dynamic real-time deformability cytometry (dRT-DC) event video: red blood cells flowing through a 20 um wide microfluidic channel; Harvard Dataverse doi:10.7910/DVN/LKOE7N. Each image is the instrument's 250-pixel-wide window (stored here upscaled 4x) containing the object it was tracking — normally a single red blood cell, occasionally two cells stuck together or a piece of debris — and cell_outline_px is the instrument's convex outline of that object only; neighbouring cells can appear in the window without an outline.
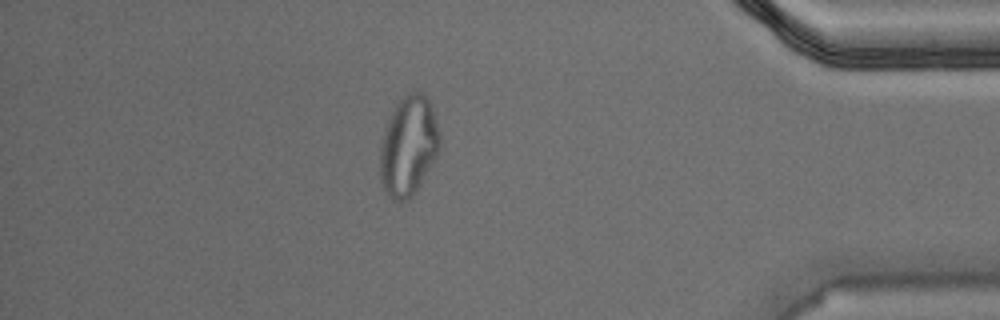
{"species": "Egyptian fruit bat (a non-hibernating species)", "species_latin": "Rousettus aegyptiacus", "temperature_condition": "warm", "stored_images_in_passage": 46, "camera_frame_rate_fps": 3000, "um_per_image_px": 0.085, "animal": {"sex": "male"}, "frame": {"image": 1, "passage_image": 40, "time_ms": 13.0, "image_size_px": [1000, 320], "cell_outline_px": [[440, 152], [416, 192], [412, 196], [404, 200], [392, 200], [384, 188], [380, 180], [380, 144], [384, 128], [400, 96], [408, 92], [424, 92], [432, 108], [440, 136]], "centroid_in_image_um": [34.72, 12.4], "position_along_channel_um": 400.5, "area_um2": 34.97}}